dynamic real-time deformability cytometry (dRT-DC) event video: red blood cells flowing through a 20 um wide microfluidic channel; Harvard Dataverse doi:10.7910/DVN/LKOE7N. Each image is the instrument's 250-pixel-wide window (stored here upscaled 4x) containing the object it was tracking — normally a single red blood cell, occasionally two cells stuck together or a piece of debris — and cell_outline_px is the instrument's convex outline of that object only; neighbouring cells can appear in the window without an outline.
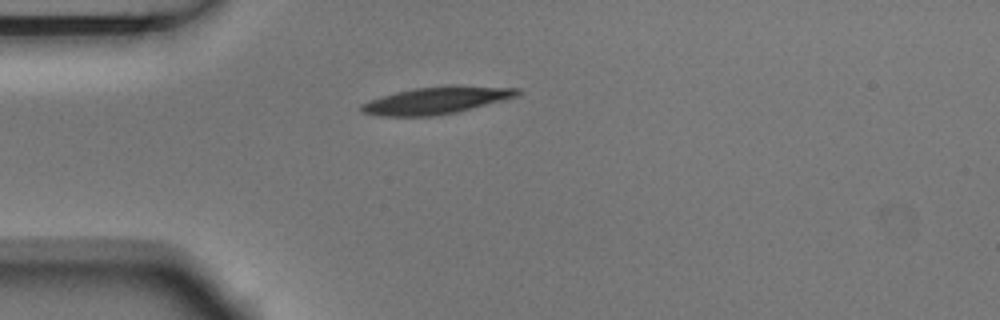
{"species": "Egyptian fruit bat (a non-hibernating species)", "species_latin": "Rousettus aegyptiacus", "temperature_condition": "room temperature", "stored_images_in_passage": 4, "camera_frame_rate_fps": 3000, "um_per_image_px": 0.085, "animal": {"sex": "male"}, "frame": {"image": 1, "passage_image": 3, "time_ms": 0.667, "image_size_px": [1000, 320], "cell_outline_px": [[520, 92], [516, 96], [456, 112], [432, 116], [380, 116], [360, 112], [360, 104], [396, 92], [416, 88], [444, 84], [452, 84], [520, 88]], "centroid_in_image_um": [37.09, 8.51], "position_along_channel_um": 47.9, "area_um2": 24.62}}